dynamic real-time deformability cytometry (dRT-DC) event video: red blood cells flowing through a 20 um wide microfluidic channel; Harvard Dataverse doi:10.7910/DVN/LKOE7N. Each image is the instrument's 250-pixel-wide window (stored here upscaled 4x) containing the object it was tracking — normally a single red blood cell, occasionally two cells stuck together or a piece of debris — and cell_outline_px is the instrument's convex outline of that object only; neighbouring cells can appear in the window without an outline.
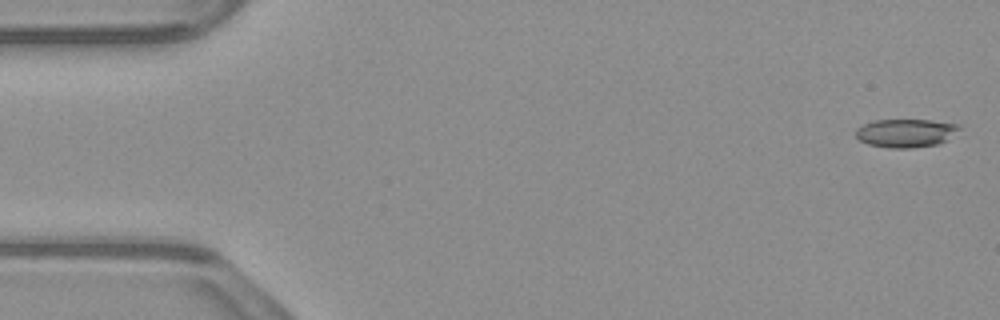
{"species": "common noctule bat (a hibernating species)", "species_latin": "Nyctalus noctula", "temperature_condition": "warm", "stored_images_in_passage": 52, "camera_frame_rate_fps": 3000, "um_per_image_px": 0.085, "animal": {"sex": "male", "body_mass_g": 23.1, "forearm_length_mm": 52.7}, "frame": {"image": 1, "passage_image": 1, "time_ms": 0.0, "image_size_px": [1000, 320], "cell_outline_px": [[960, 128], [948, 140], [936, 144], [912, 148], [888, 148], [868, 144], [860, 140], [856, 136], [856, 128], [872, 120], [932, 120], [960, 124]], "centroid_in_image_um": [76.99, 11.3], "position_along_channel_um": 8.0, "area_um2": 17.17}}
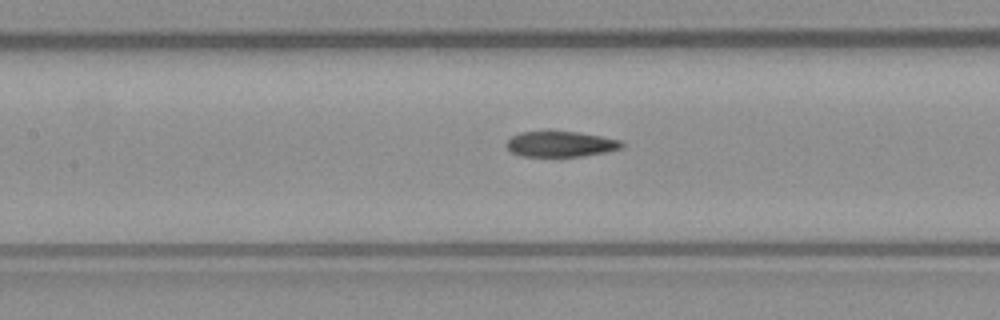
{"frame": {"image": 2, "passage_image": 23, "time_ms": 7.333, "image_size_px": [1000, 320], "cell_outline_px": [[624, 144], [620, 148], [604, 152], [584, 156], [520, 156], [512, 152], [508, 148], [508, 140], [512, 136], [520, 132], [548, 128], [576, 132], [600, 136], [620, 140]], "centroid_in_image_um": [47.6, 12.2], "position_along_channel_um": 159.8, "area_um2": 17.57}}
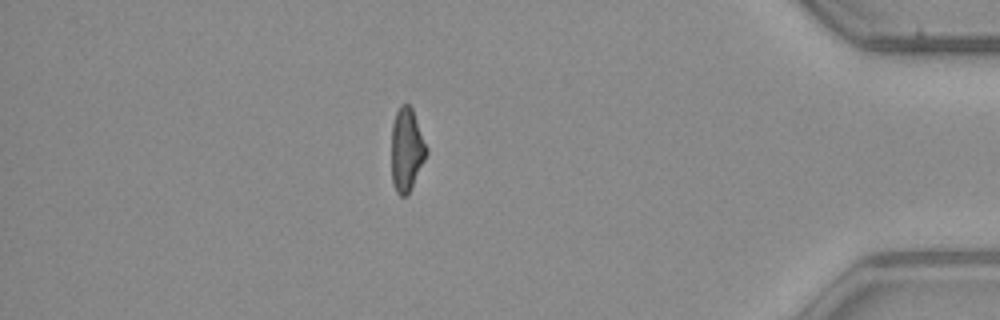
{"frame": {"image": 3, "passage_image": 45, "time_ms": 14.667, "image_size_px": [1000, 320], "cell_outline_px": [[428, 152], [408, 196], [400, 196], [396, 192], [392, 184], [392, 124], [396, 112], [400, 104], [408, 104], [412, 108], [428, 148]], "centroid_in_image_um": [34.56, 12.74], "position_along_channel_um": 400.6, "area_um2": 17.11}, "authors_computed_cell_mechanics": {"area_um2": 18.1203, "velocity_mm_per_s": 3.9203, "shape_relaxation_time_tau1_ms": null, "shape_relaxation_time_tau2_ms": 3.9759, "deformation_change_tau1": null, "deformation_change_tau2": 0.1297}}